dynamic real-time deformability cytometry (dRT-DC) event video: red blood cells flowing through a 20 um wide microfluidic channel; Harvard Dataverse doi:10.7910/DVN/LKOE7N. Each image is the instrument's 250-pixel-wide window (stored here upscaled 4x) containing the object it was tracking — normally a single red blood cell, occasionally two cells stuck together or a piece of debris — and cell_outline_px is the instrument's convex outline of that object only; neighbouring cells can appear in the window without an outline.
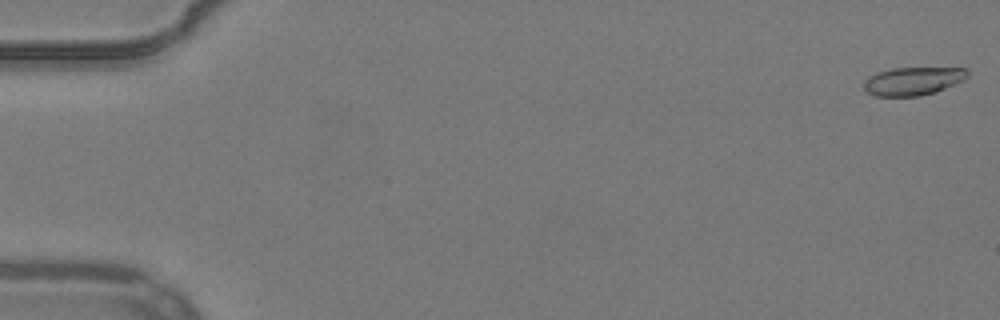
{"species": "common noctule bat (a hibernating species)", "species_latin": "Nyctalus noctula", "temperature_condition": "warm", "stored_images_in_passage": 54, "camera_frame_rate_fps": 3000, "um_per_image_px": 0.085, "animal": {"sex": "male", "body_mass_g": 19.2, "forearm_length_mm": 51.8}, "frame": {"image": 1, "passage_image": 1, "time_ms": 0.0, "image_size_px": [1000, 320], "cell_outline_px": [[968, 76], [964, 80], [936, 92], [920, 96], [872, 96], [864, 92], [864, 80], [868, 76], [876, 72], [892, 68], [964, 68], [968, 72]], "centroid_in_image_um": [77.55, 6.9], "position_along_channel_um": 7.5, "area_um2": 17.22}}
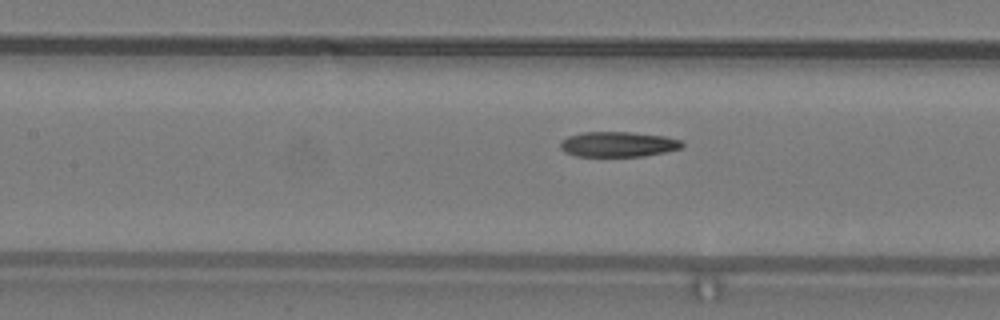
{"frame": {"image": 2, "passage_image": 25, "time_ms": 8.0, "image_size_px": [1000, 320], "cell_outline_px": [[684, 144], [680, 148], [664, 152], [644, 156], [576, 156], [564, 152], [560, 148], [560, 144], [568, 136], [584, 132], [632, 132], [664, 136], [680, 140]], "centroid_in_image_um": [52.53, 12.26], "position_along_channel_um": 154.9, "area_um2": 17.74}}
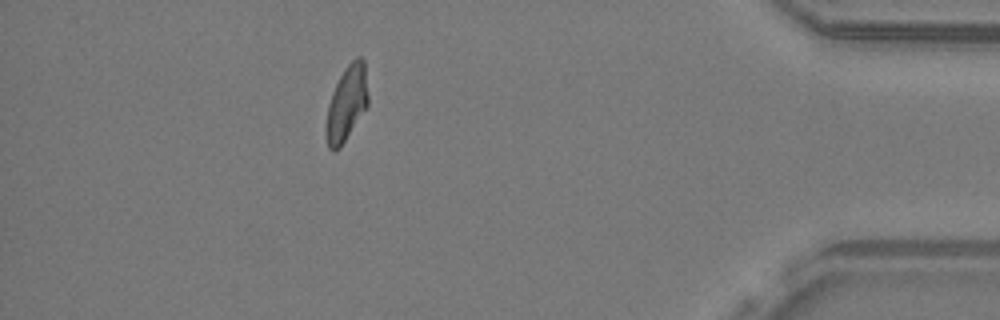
{"frame": {"image": 3, "passage_image": 48, "time_ms": 15.667, "image_size_px": [1000, 320], "cell_outline_px": [[368, 104], [340, 148], [332, 152], [328, 148], [324, 136], [324, 132], [328, 104], [332, 92], [344, 68], [356, 56], [360, 56], [364, 60], [368, 96]], "centroid_in_image_um": [29.43, 8.81], "position_along_channel_um": 405.8, "area_um2": 18.5}, "authors_computed_cell_mechanics": {"area_um2": 18.1781, "velocity_mm_per_s": 3.9044, "shape_relaxation_time_tau1_ms": null, "shape_relaxation_time_tau2_ms": 4.1902, "deformation_change_tau1": null, "deformation_change_tau2": 0.1227}}